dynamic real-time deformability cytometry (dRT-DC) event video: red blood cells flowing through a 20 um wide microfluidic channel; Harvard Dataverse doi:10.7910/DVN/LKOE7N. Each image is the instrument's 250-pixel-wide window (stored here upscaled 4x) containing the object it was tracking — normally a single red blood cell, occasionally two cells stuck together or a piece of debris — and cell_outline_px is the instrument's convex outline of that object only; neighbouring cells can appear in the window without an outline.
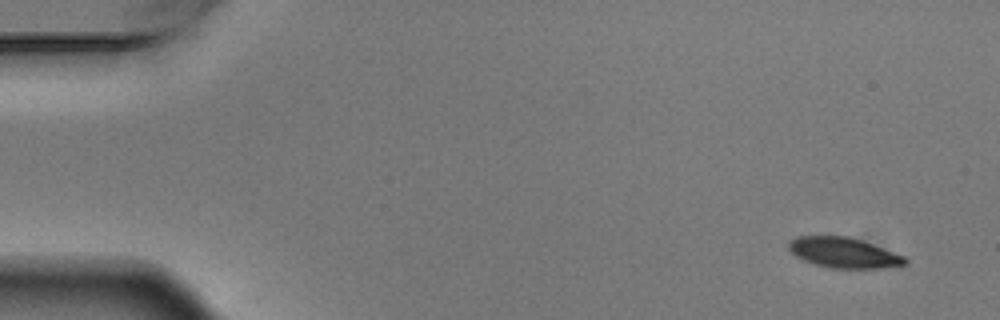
{"species": "Egyptian fruit bat (a non-hibernating species)", "species_latin": "Rousettus aegyptiacus", "temperature_condition": "warm", "stored_images_in_passage": 4, "camera_frame_rate_fps": 3000, "um_per_image_px": 0.085, "animal": {"sex": "male"}, "frame": {"image": 1, "passage_image": 1, "time_ms": 0.0, "image_size_px": [1000, 320], "cell_outline_px": [[908, 260], [904, 264], [884, 268], [828, 268], [804, 260], [796, 256], [788, 248], [788, 240], [796, 236], [852, 236], [904, 256]], "centroid_in_image_um": [71.69, 21.46], "position_along_channel_um": 13.3, "area_um2": 20.58}}